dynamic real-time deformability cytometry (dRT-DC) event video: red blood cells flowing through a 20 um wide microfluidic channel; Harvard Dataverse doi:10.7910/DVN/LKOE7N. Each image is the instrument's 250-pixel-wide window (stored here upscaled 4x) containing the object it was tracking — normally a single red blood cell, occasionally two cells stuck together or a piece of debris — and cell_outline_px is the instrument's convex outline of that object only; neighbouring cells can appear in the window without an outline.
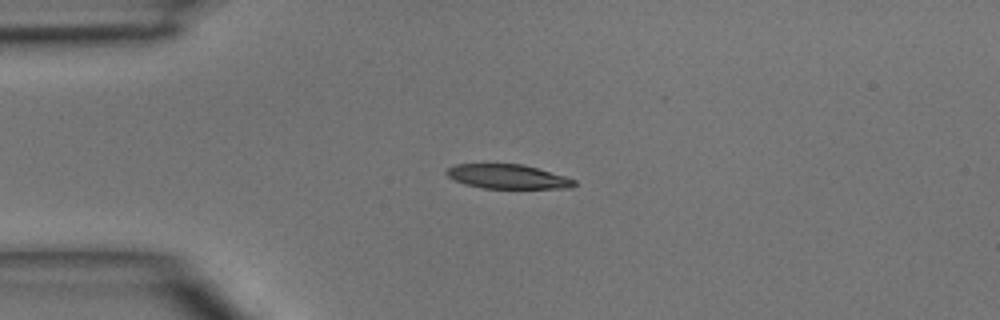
{"species": "common noctule bat (a hibernating species)", "species_latin": "Nyctalus noctula", "temperature_condition": "room temperature", "stored_images_in_passage": 36, "camera_frame_rate_fps": 3000, "um_per_image_px": 0.085, "animal": {"sex": "male", "body_mass_g": 15.6}, "frame": {"image": 1, "passage_image": 1, "time_ms": 0.0, "image_size_px": [1000, 320], "cell_outline_px": [[576, 184], [572, 188], [484, 188], [464, 184], [448, 176], [444, 172], [448, 168], [456, 164], [524, 164], [564, 176], [576, 180]], "centroid_in_image_um": [43.16, 15.01], "position_along_channel_um": 41.8, "area_um2": 17.98}}
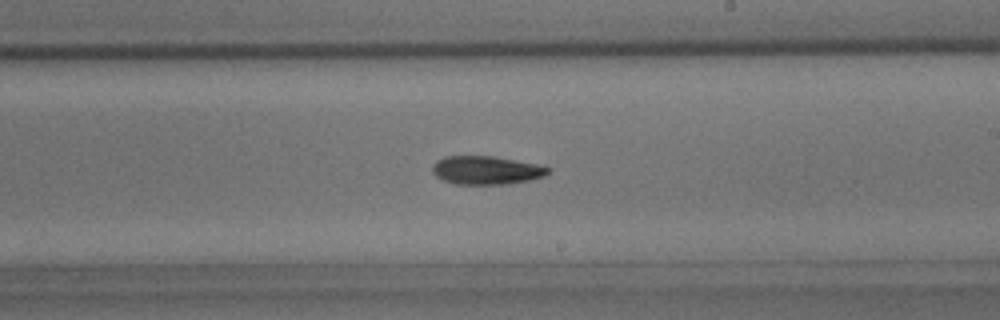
{"frame": {"image": 2, "passage_image": 17, "time_ms": 5.333, "image_size_px": [1000, 320], "cell_outline_px": [[552, 168], [544, 176], [528, 180], [508, 184], [456, 184], [444, 180], [436, 176], [432, 172], [432, 164], [436, 160], [444, 156], [492, 156], [536, 164]], "centroid_in_image_um": [41.29, 14.46], "position_along_channel_um": 247.7, "area_um2": 19.07}}
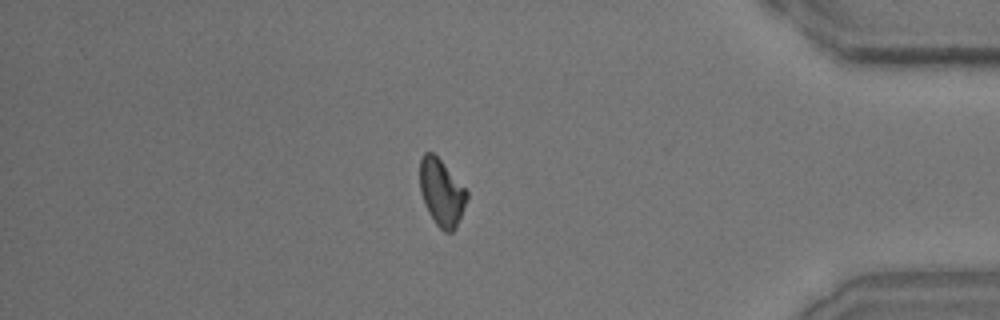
{"frame": {"image": 3, "passage_image": 30, "time_ms": 9.667, "image_size_px": [1000, 320], "cell_outline_px": [[468, 196], [456, 228], [452, 232], [444, 232], [436, 224], [428, 212], [424, 204], [420, 192], [420, 160], [424, 152], [432, 152], [440, 160], [468, 192]], "centroid_in_image_um": [37.51, 16.38], "position_along_channel_um": 397.7, "area_um2": 18.03}}